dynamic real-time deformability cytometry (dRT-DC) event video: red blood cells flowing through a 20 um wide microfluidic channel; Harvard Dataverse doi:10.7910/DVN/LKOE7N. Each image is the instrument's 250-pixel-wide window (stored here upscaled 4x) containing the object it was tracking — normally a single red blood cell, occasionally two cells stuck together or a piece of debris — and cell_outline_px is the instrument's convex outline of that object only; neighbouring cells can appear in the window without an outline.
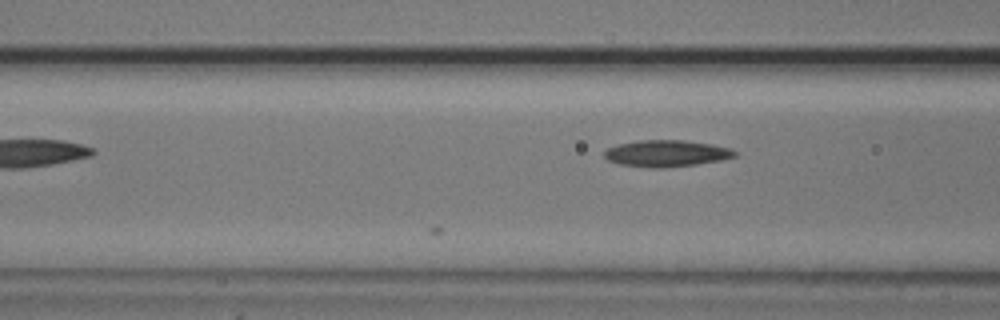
{"species": "common noctule bat (a hibernating species)", "species_latin": "Nyctalus noctula", "temperature_condition": "cold", "stored_images_in_passage": 6, "camera_frame_rate_fps": 3000, "um_per_image_px": 0.085, "animal": {"sex": "male", "body_mass_g": 20.5, "forearm_length_mm": 52.5}, "frame": {"image": 1, "passage_image": 6, "time_ms": 6.0, "image_size_px": [1000, 320], "cell_outline_px": [[736, 156], [720, 160], [696, 164], [664, 168], [652, 168], [620, 164], [608, 160], [604, 156], [604, 152], [608, 148], [620, 144], [636, 140], [684, 140], [712, 144], [732, 148], [736, 152]], "centroid_in_image_um": [56.66, 13.03], "position_along_channel_um": 109.9, "area_um2": 20.17}}